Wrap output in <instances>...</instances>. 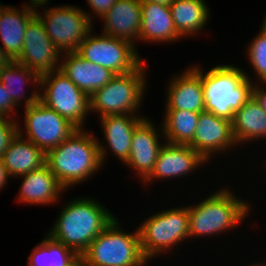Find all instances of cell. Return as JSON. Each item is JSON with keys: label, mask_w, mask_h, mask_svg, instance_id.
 Instances as JSON below:
<instances>
[{"label": "cell", "mask_w": 266, "mask_h": 266, "mask_svg": "<svg viewBox=\"0 0 266 266\" xmlns=\"http://www.w3.org/2000/svg\"><path fill=\"white\" fill-rule=\"evenodd\" d=\"M0 81L2 82L3 88L11 96V99L16 106L21 104L19 103L21 101L23 104V99H25L24 107L32 105L39 100V89H34L32 94L27 99L24 98L26 97L24 96L26 93L24 91L26 90L25 86L27 83L34 84L35 88L36 86L39 88L40 75L35 71L28 69L25 65L16 62L15 60H12L7 66H4L0 69Z\"/></svg>", "instance_id": "25"}, {"label": "cell", "mask_w": 266, "mask_h": 266, "mask_svg": "<svg viewBox=\"0 0 266 266\" xmlns=\"http://www.w3.org/2000/svg\"><path fill=\"white\" fill-rule=\"evenodd\" d=\"M22 130L18 125V134L1 157L9 177L13 178L40 169L46 164V153L26 139Z\"/></svg>", "instance_id": "20"}, {"label": "cell", "mask_w": 266, "mask_h": 266, "mask_svg": "<svg viewBox=\"0 0 266 266\" xmlns=\"http://www.w3.org/2000/svg\"><path fill=\"white\" fill-rule=\"evenodd\" d=\"M17 178L22 179L17 197L20 203L49 205L57 203L62 192H66L47 164Z\"/></svg>", "instance_id": "19"}, {"label": "cell", "mask_w": 266, "mask_h": 266, "mask_svg": "<svg viewBox=\"0 0 266 266\" xmlns=\"http://www.w3.org/2000/svg\"><path fill=\"white\" fill-rule=\"evenodd\" d=\"M182 74L174 75L166 93V110H187L195 113L205 111L204 90L200 67L194 65ZM176 76V77H175ZM172 81V82H171Z\"/></svg>", "instance_id": "16"}, {"label": "cell", "mask_w": 266, "mask_h": 266, "mask_svg": "<svg viewBox=\"0 0 266 266\" xmlns=\"http://www.w3.org/2000/svg\"><path fill=\"white\" fill-rule=\"evenodd\" d=\"M232 130L237 145L266 138V111L254 96L234 113Z\"/></svg>", "instance_id": "24"}, {"label": "cell", "mask_w": 266, "mask_h": 266, "mask_svg": "<svg viewBox=\"0 0 266 266\" xmlns=\"http://www.w3.org/2000/svg\"><path fill=\"white\" fill-rule=\"evenodd\" d=\"M93 29L76 51L86 61L111 70L116 75L131 73L143 60L129 41L105 34L92 35Z\"/></svg>", "instance_id": "10"}, {"label": "cell", "mask_w": 266, "mask_h": 266, "mask_svg": "<svg viewBox=\"0 0 266 266\" xmlns=\"http://www.w3.org/2000/svg\"><path fill=\"white\" fill-rule=\"evenodd\" d=\"M115 219L90 243L82 254L90 266H145L149 260L141 248L139 231L127 233ZM148 261V262H147Z\"/></svg>", "instance_id": "5"}, {"label": "cell", "mask_w": 266, "mask_h": 266, "mask_svg": "<svg viewBox=\"0 0 266 266\" xmlns=\"http://www.w3.org/2000/svg\"><path fill=\"white\" fill-rule=\"evenodd\" d=\"M251 266H266V264H263V263H260V262H259L258 264H257V263H255V265H254V264H252Z\"/></svg>", "instance_id": "40"}, {"label": "cell", "mask_w": 266, "mask_h": 266, "mask_svg": "<svg viewBox=\"0 0 266 266\" xmlns=\"http://www.w3.org/2000/svg\"><path fill=\"white\" fill-rule=\"evenodd\" d=\"M114 219L115 216L98 200L79 196L63 206L47 234L82 255Z\"/></svg>", "instance_id": "2"}, {"label": "cell", "mask_w": 266, "mask_h": 266, "mask_svg": "<svg viewBox=\"0 0 266 266\" xmlns=\"http://www.w3.org/2000/svg\"><path fill=\"white\" fill-rule=\"evenodd\" d=\"M176 31L180 37L199 34L209 20V7L204 0H173L169 4Z\"/></svg>", "instance_id": "26"}, {"label": "cell", "mask_w": 266, "mask_h": 266, "mask_svg": "<svg viewBox=\"0 0 266 266\" xmlns=\"http://www.w3.org/2000/svg\"><path fill=\"white\" fill-rule=\"evenodd\" d=\"M141 12L140 40L158 44L181 39L169 6L141 1Z\"/></svg>", "instance_id": "22"}, {"label": "cell", "mask_w": 266, "mask_h": 266, "mask_svg": "<svg viewBox=\"0 0 266 266\" xmlns=\"http://www.w3.org/2000/svg\"><path fill=\"white\" fill-rule=\"evenodd\" d=\"M138 231L142 252L148 260L166 254L176 244L189 239L188 206L155 213L143 220Z\"/></svg>", "instance_id": "7"}, {"label": "cell", "mask_w": 266, "mask_h": 266, "mask_svg": "<svg viewBox=\"0 0 266 266\" xmlns=\"http://www.w3.org/2000/svg\"><path fill=\"white\" fill-rule=\"evenodd\" d=\"M13 119L16 118L0 117V157L18 134L19 123Z\"/></svg>", "instance_id": "30"}, {"label": "cell", "mask_w": 266, "mask_h": 266, "mask_svg": "<svg viewBox=\"0 0 266 266\" xmlns=\"http://www.w3.org/2000/svg\"><path fill=\"white\" fill-rule=\"evenodd\" d=\"M247 59L262 84H266V33L263 30L250 42Z\"/></svg>", "instance_id": "29"}, {"label": "cell", "mask_w": 266, "mask_h": 266, "mask_svg": "<svg viewBox=\"0 0 266 266\" xmlns=\"http://www.w3.org/2000/svg\"><path fill=\"white\" fill-rule=\"evenodd\" d=\"M44 11L45 15L39 13L40 10L36 7V16L41 20L51 42L61 53L77 51L80 43L93 29L91 13H86L76 6H56Z\"/></svg>", "instance_id": "9"}, {"label": "cell", "mask_w": 266, "mask_h": 266, "mask_svg": "<svg viewBox=\"0 0 266 266\" xmlns=\"http://www.w3.org/2000/svg\"><path fill=\"white\" fill-rule=\"evenodd\" d=\"M99 118L107 145L112 153L122 163H125L129 158L134 129L145 117L133 114H120Z\"/></svg>", "instance_id": "23"}, {"label": "cell", "mask_w": 266, "mask_h": 266, "mask_svg": "<svg viewBox=\"0 0 266 266\" xmlns=\"http://www.w3.org/2000/svg\"><path fill=\"white\" fill-rule=\"evenodd\" d=\"M258 85V82L253 87V96L257 99L263 109L266 111V90L264 85Z\"/></svg>", "instance_id": "33"}, {"label": "cell", "mask_w": 266, "mask_h": 266, "mask_svg": "<svg viewBox=\"0 0 266 266\" xmlns=\"http://www.w3.org/2000/svg\"><path fill=\"white\" fill-rule=\"evenodd\" d=\"M93 134V135H92ZM86 129H78L57 147L46 153V164L67 191L92 177L104 166L107 150Z\"/></svg>", "instance_id": "1"}, {"label": "cell", "mask_w": 266, "mask_h": 266, "mask_svg": "<svg viewBox=\"0 0 266 266\" xmlns=\"http://www.w3.org/2000/svg\"><path fill=\"white\" fill-rule=\"evenodd\" d=\"M161 133L167 143L188 145L194 137L200 113L187 110H164Z\"/></svg>", "instance_id": "27"}, {"label": "cell", "mask_w": 266, "mask_h": 266, "mask_svg": "<svg viewBox=\"0 0 266 266\" xmlns=\"http://www.w3.org/2000/svg\"><path fill=\"white\" fill-rule=\"evenodd\" d=\"M261 30H263L266 33V15L264 17V20H263V23H262V26H261Z\"/></svg>", "instance_id": "39"}, {"label": "cell", "mask_w": 266, "mask_h": 266, "mask_svg": "<svg viewBox=\"0 0 266 266\" xmlns=\"http://www.w3.org/2000/svg\"><path fill=\"white\" fill-rule=\"evenodd\" d=\"M63 54L59 70L89 98L116 75L103 66L86 61L76 51Z\"/></svg>", "instance_id": "17"}, {"label": "cell", "mask_w": 266, "mask_h": 266, "mask_svg": "<svg viewBox=\"0 0 266 266\" xmlns=\"http://www.w3.org/2000/svg\"><path fill=\"white\" fill-rule=\"evenodd\" d=\"M86 262L83 255H77L70 263L66 266H85Z\"/></svg>", "instance_id": "36"}, {"label": "cell", "mask_w": 266, "mask_h": 266, "mask_svg": "<svg viewBox=\"0 0 266 266\" xmlns=\"http://www.w3.org/2000/svg\"><path fill=\"white\" fill-rule=\"evenodd\" d=\"M202 69L205 111L232 121L234 113L253 96L256 82H252L247 72L231 64H218L206 74Z\"/></svg>", "instance_id": "3"}, {"label": "cell", "mask_w": 266, "mask_h": 266, "mask_svg": "<svg viewBox=\"0 0 266 266\" xmlns=\"http://www.w3.org/2000/svg\"><path fill=\"white\" fill-rule=\"evenodd\" d=\"M61 54L35 15L26 26L23 48L15 61L42 75L59 69Z\"/></svg>", "instance_id": "12"}, {"label": "cell", "mask_w": 266, "mask_h": 266, "mask_svg": "<svg viewBox=\"0 0 266 266\" xmlns=\"http://www.w3.org/2000/svg\"><path fill=\"white\" fill-rule=\"evenodd\" d=\"M188 145L209 163L212 155L224 153L233 146L237 147L232 121L212 112H200L193 140Z\"/></svg>", "instance_id": "13"}, {"label": "cell", "mask_w": 266, "mask_h": 266, "mask_svg": "<svg viewBox=\"0 0 266 266\" xmlns=\"http://www.w3.org/2000/svg\"><path fill=\"white\" fill-rule=\"evenodd\" d=\"M154 126L152 121L145 117L135 127L131 138L129 158L124 163L135 170L142 181L153 171L159 151L163 146L158 137L160 136L158 128Z\"/></svg>", "instance_id": "15"}, {"label": "cell", "mask_w": 266, "mask_h": 266, "mask_svg": "<svg viewBox=\"0 0 266 266\" xmlns=\"http://www.w3.org/2000/svg\"><path fill=\"white\" fill-rule=\"evenodd\" d=\"M31 3L30 5L34 6V7H39V6H43L44 4L47 6L49 0H29Z\"/></svg>", "instance_id": "37"}, {"label": "cell", "mask_w": 266, "mask_h": 266, "mask_svg": "<svg viewBox=\"0 0 266 266\" xmlns=\"http://www.w3.org/2000/svg\"><path fill=\"white\" fill-rule=\"evenodd\" d=\"M243 200L227 187L210 194L197 205H188L189 239L214 236L239 225L248 217L251 208Z\"/></svg>", "instance_id": "4"}, {"label": "cell", "mask_w": 266, "mask_h": 266, "mask_svg": "<svg viewBox=\"0 0 266 266\" xmlns=\"http://www.w3.org/2000/svg\"><path fill=\"white\" fill-rule=\"evenodd\" d=\"M26 139L45 153L69 138L78 128L39 100L25 107Z\"/></svg>", "instance_id": "11"}, {"label": "cell", "mask_w": 266, "mask_h": 266, "mask_svg": "<svg viewBox=\"0 0 266 266\" xmlns=\"http://www.w3.org/2000/svg\"><path fill=\"white\" fill-rule=\"evenodd\" d=\"M206 163L207 161L189 145L164 142L153 171L143 182L146 185L155 178L162 180L187 176Z\"/></svg>", "instance_id": "14"}, {"label": "cell", "mask_w": 266, "mask_h": 266, "mask_svg": "<svg viewBox=\"0 0 266 266\" xmlns=\"http://www.w3.org/2000/svg\"><path fill=\"white\" fill-rule=\"evenodd\" d=\"M15 106L16 105L12 101L11 96L3 88L2 82L0 81V117L13 118L11 116L15 113Z\"/></svg>", "instance_id": "31"}, {"label": "cell", "mask_w": 266, "mask_h": 266, "mask_svg": "<svg viewBox=\"0 0 266 266\" xmlns=\"http://www.w3.org/2000/svg\"><path fill=\"white\" fill-rule=\"evenodd\" d=\"M141 1L151 2V3H156V4H162V5H167V6H169V4H170L173 0H141Z\"/></svg>", "instance_id": "38"}, {"label": "cell", "mask_w": 266, "mask_h": 266, "mask_svg": "<svg viewBox=\"0 0 266 266\" xmlns=\"http://www.w3.org/2000/svg\"><path fill=\"white\" fill-rule=\"evenodd\" d=\"M5 7H6L5 5L3 6V5L0 4V14H1L2 10H3Z\"/></svg>", "instance_id": "41"}, {"label": "cell", "mask_w": 266, "mask_h": 266, "mask_svg": "<svg viewBox=\"0 0 266 266\" xmlns=\"http://www.w3.org/2000/svg\"><path fill=\"white\" fill-rule=\"evenodd\" d=\"M93 14L102 18L115 4L116 0H86Z\"/></svg>", "instance_id": "32"}, {"label": "cell", "mask_w": 266, "mask_h": 266, "mask_svg": "<svg viewBox=\"0 0 266 266\" xmlns=\"http://www.w3.org/2000/svg\"><path fill=\"white\" fill-rule=\"evenodd\" d=\"M22 10L9 5L0 14V39L3 50L11 60H16L22 51L26 26L36 15V7L23 4Z\"/></svg>", "instance_id": "21"}, {"label": "cell", "mask_w": 266, "mask_h": 266, "mask_svg": "<svg viewBox=\"0 0 266 266\" xmlns=\"http://www.w3.org/2000/svg\"><path fill=\"white\" fill-rule=\"evenodd\" d=\"M12 60L10 57L5 53L3 48L0 46V69L4 66H7Z\"/></svg>", "instance_id": "35"}, {"label": "cell", "mask_w": 266, "mask_h": 266, "mask_svg": "<svg viewBox=\"0 0 266 266\" xmlns=\"http://www.w3.org/2000/svg\"><path fill=\"white\" fill-rule=\"evenodd\" d=\"M141 0H116L113 7L101 18L103 34L129 41L135 46L140 40Z\"/></svg>", "instance_id": "18"}, {"label": "cell", "mask_w": 266, "mask_h": 266, "mask_svg": "<svg viewBox=\"0 0 266 266\" xmlns=\"http://www.w3.org/2000/svg\"><path fill=\"white\" fill-rule=\"evenodd\" d=\"M76 256L72 249L47 234L27 257L29 260L27 266H66Z\"/></svg>", "instance_id": "28"}, {"label": "cell", "mask_w": 266, "mask_h": 266, "mask_svg": "<svg viewBox=\"0 0 266 266\" xmlns=\"http://www.w3.org/2000/svg\"><path fill=\"white\" fill-rule=\"evenodd\" d=\"M9 175L7 173L6 167L3 163L2 158L0 157V189H3V186L6 185Z\"/></svg>", "instance_id": "34"}, {"label": "cell", "mask_w": 266, "mask_h": 266, "mask_svg": "<svg viewBox=\"0 0 266 266\" xmlns=\"http://www.w3.org/2000/svg\"><path fill=\"white\" fill-rule=\"evenodd\" d=\"M39 88L40 92L44 91L39 95L40 102L55 110L78 129H84V121L90 113V98L66 75L59 69L42 74Z\"/></svg>", "instance_id": "8"}, {"label": "cell", "mask_w": 266, "mask_h": 266, "mask_svg": "<svg viewBox=\"0 0 266 266\" xmlns=\"http://www.w3.org/2000/svg\"><path fill=\"white\" fill-rule=\"evenodd\" d=\"M146 62L131 73L115 75L106 85L90 96V112L108 115L137 113L142 105L146 86Z\"/></svg>", "instance_id": "6"}]
</instances>
